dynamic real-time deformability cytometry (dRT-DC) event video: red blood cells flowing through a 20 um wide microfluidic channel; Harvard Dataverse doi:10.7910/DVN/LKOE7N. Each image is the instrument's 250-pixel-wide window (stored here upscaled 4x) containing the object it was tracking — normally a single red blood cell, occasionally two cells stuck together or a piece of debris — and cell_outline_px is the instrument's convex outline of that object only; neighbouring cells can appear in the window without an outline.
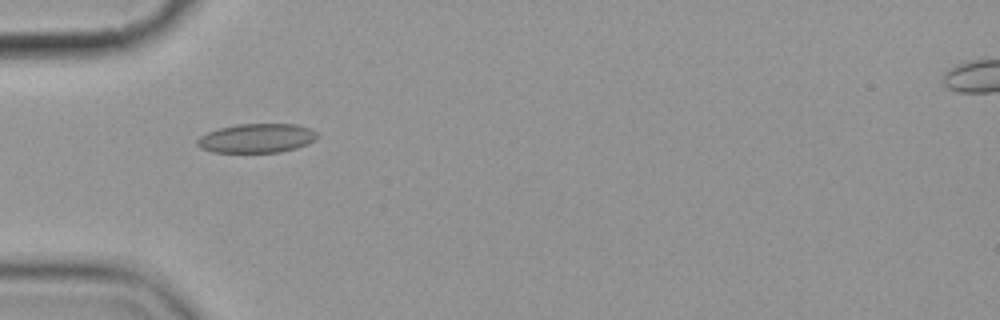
{"species": "common noctule bat (a hibernating species)", "species_latin": "Nyctalus noctula", "temperature_condition": "cold", "stored_images_in_passage": 3, "camera_frame_rate_fps": 3000, "um_per_image_px": 0.085, "animal": {"sex": "female", "body_mass_g": 19.9}, "frame": {"image": 1, "passage_image": 1, "time_ms": 0.0, "image_size_px": [1000, 320], "cell_outline_px": [[320, 136], [316, 140], [296, 148], [280, 152], [212, 152], [200, 148], [196, 144], [196, 140], [200, 136], [208, 132], [220, 128], [236, 124], [296, 124], [308, 128], [316, 132]], "centroid_in_image_um": [21.82, 11.75], "position_along_channel_um": 63.2, "area_um2": 20.4}}
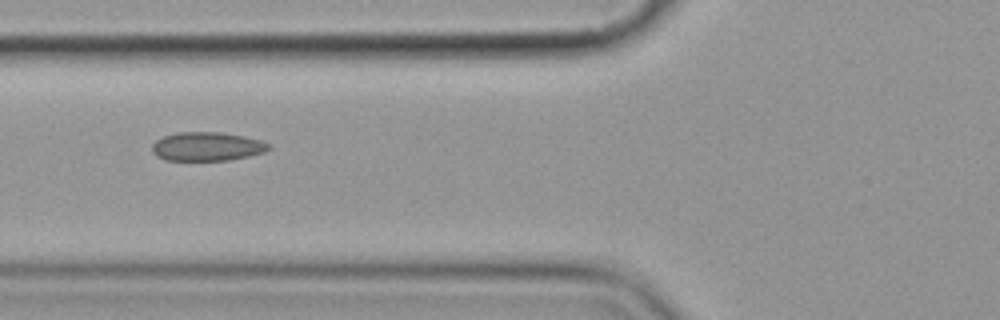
{"frame": {"image": 2, "passage_image": 2, "time_ms": 1.333, "image_size_px": [1000, 320], "cell_outline_px": [[272, 148], [264, 152], [248, 156], [228, 160], [164, 160], [156, 156], [152, 152], [152, 144], [156, 140], [164, 136], [176, 132], [220, 132], [244, 136], [260, 140], [268, 144]], "centroid_in_image_um": [17.57, 12.45], "position_along_channel_um": 108.2, "area_um2": 19.59}}
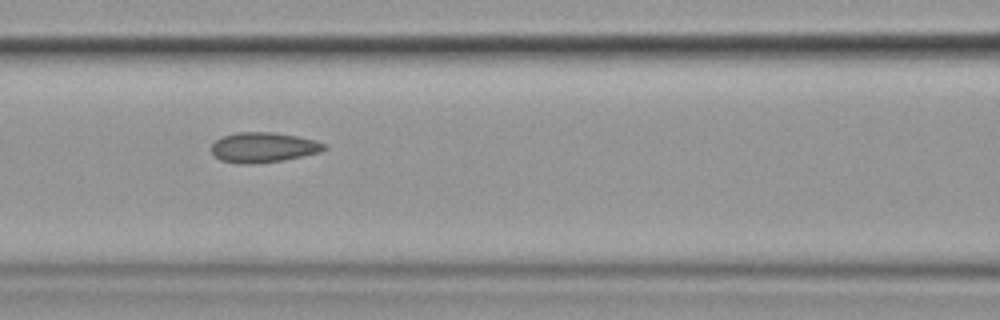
{"frame": {"image": 3, "passage_image": 3, "time_ms": 2.333, "image_size_px": [1000, 320], "cell_outline_px": [[328, 148], [320, 152], [284, 160], [252, 164], [236, 164], [220, 160], [212, 152], [212, 144], [220, 136], [236, 132], [272, 132], [296, 136], [316, 140], [324, 144]], "centroid_in_image_um": [22.36, 12.53], "position_along_channel_um": 144.2, "area_um2": 19.88}}